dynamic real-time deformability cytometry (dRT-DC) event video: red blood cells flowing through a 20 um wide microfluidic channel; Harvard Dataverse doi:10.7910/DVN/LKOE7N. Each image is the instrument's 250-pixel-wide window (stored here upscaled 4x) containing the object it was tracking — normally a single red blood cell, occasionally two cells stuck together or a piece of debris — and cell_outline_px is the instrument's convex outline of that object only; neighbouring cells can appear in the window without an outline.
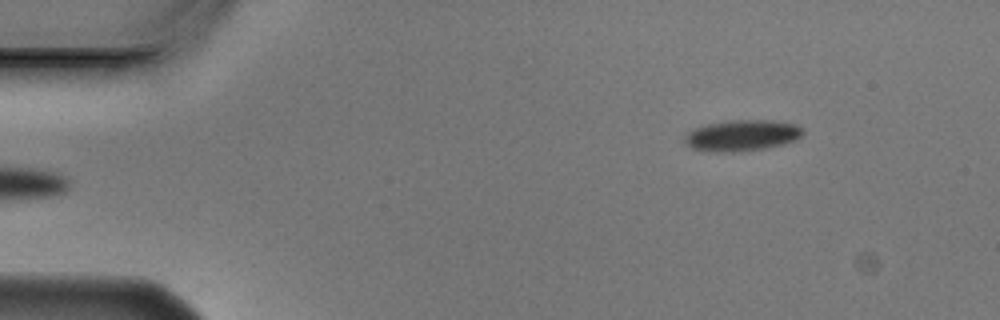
{"species": "Egyptian fruit bat (a non-hibernating species)", "species_latin": "Rousettus aegyptiacus", "temperature_condition": "cold", "stored_images_in_passage": 4, "camera_frame_rate_fps": 3000, "um_per_image_px": 0.085, "animal": {"sex": "male"}, "frame": {"image": 1, "passage_image": 4, "time_ms": 1.0, "image_size_px": [1000, 320], "cell_outline_px": [[804, 132], [796, 140], [784, 144], [764, 148], [732, 152], [712, 152], [692, 148], [684, 144], [684, 136], [692, 128], [708, 124], [732, 120], [772, 120], [796, 124]], "centroid_in_image_um": [63.03, 11.51], "position_along_channel_um": 22.0, "area_um2": 21.44}}